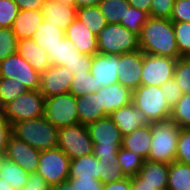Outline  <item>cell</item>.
Segmentation results:
<instances>
[{"label":"cell","mask_w":190,"mask_h":190,"mask_svg":"<svg viewBox=\"0 0 190 190\" xmlns=\"http://www.w3.org/2000/svg\"><path fill=\"white\" fill-rule=\"evenodd\" d=\"M139 49L145 54L181 58L173 22L166 18L149 17L139 35Z\"/></svg>","instance_id":"cell-1"},{"label":"cell","mask_w":190,"mask_h":190,"mask_svg":"<svg viewBox=\"0 0 190 190\" xmlns=\"http://www.w3.org/2000/svg\"><path fill=\"white\" fill-rule=\"evenodd\" d=\"M12 135L40 152L58 147V128L45 116L15 123Z\"/></svg>","instance_id":"cell-2"},{"label":"cell","mask_w":190,"mask_h":190,"mask_svg":"<svg viewBox=\"0 0 190 190\" xmlns=\"http://www.w3.org/2000/svg\"><path fill=\"white\" fill-rule=\"evenodd\" d=\"M181 128L171 119L151 123V148L148 160L171 164L175 161Z\"/></svg>","instance_id":"cell-3"},{"label":"cell","mask_w":190,"mask_h":190,"mask_svg":"<svg viewBox=\"0 0 190 190\" xmlns=\"http://www.w3.org/2000/svg\"><path fill=\"white\" fill-rule=\"evenodd\" d=\"M98 53L121 55L139 49V36L120 23H107L97 35Z\"/></svg>","instance_id":"cell-4"},{"label":"cell","mask_w":190,"mask_h":190,"mask_svg":"<svg viewBox=\"0 0 190 190\" xmlns=\"http://www.w3.org/2000/svg\"><path fill=\"white\" fill-rule=\"evenodd\" d=\"M132 103L145 114L150 123L166 121L171 117L172 108L159 86L140 85L132 91Z\"/></svg>","instance_id":"cell-5"},{"label":"cell","mask_w":190,"mask_h":190,"mask_svg":"<svg viewBox=\"0 0 190 190\" xmlns=\"http://www.w3.org/2000/svg\"><path fill=\"white\" fill-rule=\"evenodd\" d=\"M3 115L11 125L45 115V97L40 90H28L3 107Z\"/></svg>","instance_id":"cell-6"},{"label":"cell","mask_w":190,"mask_h":190,"mask_svg":"<svg viewBox=\"0 0 190 190\" xmlns=\"http://www.w3.org/2000/svg\"><path fill=\"white\" fill-rule=\"evenodd\" d=\"M58 129L79 124L76 97L66 92L45 98V115Z\"/></svg>","instance_id":"cell-7"},{"label":"cell","mask_w":190,"mask_h":190,"mask_svg":"<svg viewBox=\"0 0 190 190\" xmlns=\"http://www.w3.org/2000/svg\"><path fill=\"white\" fill-rule=\"evenodd\" d=\"M58 148L70 160L93 154V142L89 136L87 126L77 124L58 129Z\"/></svg>","instance_id":"cell-8"},{"label":"cell","mask_w":190,"mask_h":190,"mask_svg":"<svg viewBox=\"0 0 190 190\" xmlns=\"http://www.w3.org/2000/svg\"><path fill=\"white\" fill-rule=\"evenodd\" d=\"M70 163L69 157L58 147L41 151L37 173L49 186H53L68 180Z\"/></svg>","instance_id":"cell-9"},{"label":"cell","mask_w":190,"mask_h":190,"mask_svg":"<svg viewBox=\"0 0 190 190\" xmlns=\"http://www.w3.org/2000/svg\"><path fill=\"white\" fill-rule=\"evenodd\" d=\"M0 77L15 79L28 90H39L41 74L18 53L0 61Z\"/></svg>","instance_id":"cell-10"},{"label":"cell","mask_w":190,"mask_h":190,"mask_svg":"<svg viewBox=\"0 0 190 190\" xmlns=\"http://www.w3.org/2000/svg\"><path fill=\"white\" fill-rule=\"evenodd\" d=\"M176 63L177 59L143 52L141 85L160 87L173 78Z\"/></svg>","instance_id":"cell-11"},{"label":"cell","mask_w":190,"mask_h":190,"mask_svg":"<svg viewBox=\"0 0 190 190\" xmlns=\"http://www.w3.org/2000/svg\"><path fill=\"white\" fill-rule=\"evenodd\" d=\"M96 93L99 112L105 117L110 116L115 110L132 102V91L119 82L103 86Z\"/></svg>","instance_id":"cell-12"},{"label":"cell","mask_w":190,"mask_h":190,"mask_svg":"<svg viewBox=\"0 0 190 190\" xmlns=\"http://www.w3.org/2000/svg\"><path fill=\"white\" fill-rule=\"evenodd\" d=\"M142 64L143 52L140 49L119 55V83L131 91L138 88L141 85Z\"/></svg>","instance_id":"cell-13"},{"label":"cell","mask_w":190,"mask_h":190,"mask_svg":"<svg viewBox=\"0 0 190 190\" xmlns=\"http://www.w3.org/2000/svg\"><path fill=\"white\" fill-rule=\"evenodd\" d=\"M40 92L45 98L69 92L73 73L61 65H50L41 73Z\"/></svg>","instance_id":"cell-14"},{"label":"cell","mask_w":190,"mask_h":190,"mask_svg":"<svg viewBox=\"0 0 190 190\" xmlns=\"http://www.w3.org/2000/svg\"><path fill=\"white\" fill-rule=\"evenodd\" d=\"M4 155L29 174L37 173L40 151L31 147L28 143L11 135Z\"/></svg>","instance_id":"cell-15"},{"label":"cell","mask_w":190,"mask_h":190,"mask_svg":"<svg viewBox=\"0 0 190 190\" xmlns=\"http://www.w3.org/2000/svg\"><path fill=\"white\" fill-rule=\"evenodd\" d=\"M93 146L121 147L123 136L110 116L87 125Z\"/></svg>","instance_id":"cell-16"},{"label":"cell","mask_w":190,"mask_h":190,"mask_svg":"<svg viewBox=\"0 0 190 190\" xmlns=\"http://www.w3.org/2000/svg\"><path fill=\"white\" fill-rule=\"evenodd\" d=\"M118 65L119 55L94 54L91 61V74L95 77L97 86L103 87L118 83Z\"/></svg>","instance_id":"cell-17"},{"label":"cell","mask_w":190,"mask_h":190,"mask_svg":"<svg viewBox=\"0 0 190 190\" xmlns=\"http://www.w3.org/2000/svg\"><path fill=\"white\" fill-rule=\"evenodd\" d=\"M65 37L82 54L93 56L98 53L97 36L78 18L68 26Z\"/></svg>","instance_id":"cell-18"},{"label":"cell","mask_w":190,"mask_h":190,"mask_svg":"<svg viewBox=\"0 0 190 190\" xmlns=\"http://www.w3.org/2000/svg\"><path fill=\"white\" fill-rule=\"evenodd\" d=\"M110 117L120 130L122 136L130 134L147 124H151L145 114L139 111L132 102L115 110Z\"/></svg>","instance_id":"cell-19"},{"label":"cell","mask_w":190,"mask_h":190,"mask_svg":"<svg viewBox=\"0 0 190 190\" xmlns=\"http://www.w3.org/2000/svg\"><path fill=\"white\" fill-rule=\"evenodd\" d=\"M41 12L44 19L56 25L62 31H66L68 26L77 18V8L66 6L55 0H45Z\"/></svg>","instance_id":"cell-20"},{"label":"cell","mask_w":190,"mask_h":190,"mask_svg":"<svg viewBox=\"0 0 190 190\" xmlns=\"http://www.w3.org/2000/svg\"><path fill=\"white\" fill-rule=\"evenodd\" d=\"M169 164L144 160L143 166L137 174L140 185H149L158 190H167Z\"/></svg>","instance_id":"cell-21"},{"label":"cell","mask_w":190,"mask_h":190,"mask_svg":"<svg viewBox=\"0 0 190 190\" xmlns=\"http://www.w3.org/2000/svg\"><path fill=\"white\" fill-rule=\"evenodd\" d=\"M17 53L40 74L51 65L46 50L39 46L32 38L19 40Z\"/></svg>","instance_id":"cell-22"},{"label":"cell","mask_w":190,"mask_h":190,"mask_svg":"<svg viewBox=\"0 0 190 190\" xmlns=\"http://www.w3.org/2000/svg\"><path fill=\"white\" fill-rule=\"evenodd\" d=\"M43 20L41 10H19L12 30L18 40L32 38Z\"/></svg>","instance_id":"cell-23"},{"label":"cell","mask_w":190,"mask_h":190,"mask_svg":"<svg viewBox=\"0 0 190 190\" xmlns=\"http://www.w3.org/2000/svg\"><path fill=\"white\" fill-rule=\"evenodd\" d=\"M151 133V124L140 127L134 132L123 136L121 147L147 160L151 148Z\"/></svg>","instance_id":"cell-24"},{"label":"cell","mask_w":190,"mask_h":190,"mask_svg":"<svg viewBox=\"0 0 190 190\" xmlns=\"http://www.w3.org/2000/svg\"><path fill=\"white\" fill-rule=\"evenodd\" d=\"M102 163L94 154L71 160L69 178L99 180Z\"/></svg>","instance_id":"cell-25"},{"label":"cell","mask_w":190,"mask_h":190,"mask_svg":"<svg viewBox=\"0 0 190 190\" xmlns=\"http://www.w3.org/2000/svg\"><path fill=\"white\" fill-rule=\"evenodd\" d=\"M76 101L79 124L87 126L90 123L105 117L99 112L96 92L90 93L87 96H79L76 98Z\"/></svg>","instance_id":"cell-26"},{"label":"cell","mask_w":190,"mask_h":190,"mask_svg":"<svg viewBox=\"0 0 190 190\" xmlns=\"http://www.w3.org/2000/svg\"><path fill=\"white\" fill-rule=\"evenodd\" d=\"M64 37V31L44 19L32 39L44 50L49 51L59 43V40H63Z\"/></svg>","instance_id":"cell-27"},{"label":"cell","mask_w":190,"mask_h":190,"mask_svg":"<svg viewBox=\"0 0 190 190\" xmlns=\"http://www.w3.org/2000/svg\"><path fill=\"white\" fill-rule=\"evenodd\" d=\"M29 173L13 161L4 157L0 164V177L4 178L15 190L25 187Z\"/></svg>","instance_id":"cell-28"},{"label":"cell","mask_w":190,"mask_h":190,"mask_svg":"<svg viewBox=\"0 0 190 190\" xmlns=\"http://www.w3.org/2000/svg\"><path fill=\"white\" fill-rule=\"evenodd\" d=\"M167 190H190V165L176 160L169 164Z\"/></svg>","instance_id":"cell-29"},{"label":"cell","mask_w":190,"mask_h":190,"mask_svg":"<svg viewBox=\"0 0 190 190\" xmlns=\"http://www.w3.org/2000/svg\"><path fill=\"white\" fill-rule=\"evenodd\" d=\"M51 65H61L71 62L73 59H79L83 54L80 53L74 45L64 37L59 43L46 51Z\"/></svg>","instance_id":"cell-30"},{"label":"cell","mask_w":190,"mask_h":190,"mask_svg":"<svg viewBox=\"0 0 190 190\" xmlns=\"http://www.w3.org/2000/svg\"><path fill=\"white\" fill-rule=\"evenodd\" d=\"M77 18L96 36L107 25L105 17L98 6L77 9Z\"/></svg>","instance_id":"cell-31"},{"label":"cell","mask_w":190,"mask_h":190,"mask_svg":"<svg viewBox=\"0 0 190 190\" xmlns=\"http://www.w3.org/2000/svg\"><path fill=\"white\" fill-rule=\"evenodd\" d=\"M129 6L128 0H101L98 5L107 23H120Z\"/></svg>","instance_id":"cell-32"},{"label":"cell","mask_w":190,"mask_h":190,"mask_svg":"<svg viewBox=\"0 0 190 190\" xmlns=\"http://www.w3.org/2000/svg\"><path fill=\"white\" fill-rule=\"evenodd\" d=\"M99 88L101 87L97 86L95 77H93L91 71H89L87 73H77L73 76L69 93L77 98L96 92Z\"/></svg>","instance_id":"cell-33"},{"label":"cell","mask_w":190,"mask_h":190,"mask_svg":"<svg viewBox=\"0 0 190 190\" xmlns=\"http://www.w3.org/2000/svg\"><path fill=\"white\" fill-rule=\"evenodd\" d=\"M117 163L121 167L125 177L136 176L143 166L144 159L136 153L120 147L118 152Z\"/></svg>","instance_id":"cell-34"},{"label":"cell","mask_w":190,"mask_h":190,"mask_svg":"<svg viewBox=\"0 0 190 190\" xmlns=\"http://www.w3.org/2000/svg\"><path fill=\"white\" fill-rule=\"evenodd\" d=\"M27 91V87L15 79L0 77V104L2 107Z\"/></svg>","instance_id":"cell-35"},{"label":"cell","mask_w":190,"mask_h":190,"mask_svg":"<svg viewBox=\"0 0 190 190\" xmlns=\"http://www.w3.org/2000/svg\"><path fill=\"white\" fill-rule=\"evenodd\" d=\"M149 17L147 12L129 6L126 10L125 18H122L120 24L139 36L143 25Z\"/></svg>","instance_id":"cell-36"},{"label":"cell","mask_w":190,"mask_h":190,"mask_svg":"<svg viewBox=\"0 0 190 190\" xmlns=\"http://www.w3.org/2000/svg\"><path fill=\"white\" fill-rule=\"evenodd\" d=\"M170 119L180 128L190 127V94H183L181 99L172 108Z\"/></svg>","instance_id":"cell-37"},{"label":"cell","mask_w":190,"mask_h":190,"mask_svg":"<svg viewBox=\"0 0 190 190\" xmlns=\"http://www.w3.org/2000/svg\"><path fill=\"white\" fill-rule=\"evenodd\" d=\"M180 57H190V22H173Z\"/></svg>","instance_id":"cell-38"},{"label":"cell","mask_w":190,"mask_h":190,"mask_svg":"<svg viewBox=\"0 0 190 190\" xmlns=\"http://www.w3.org/2000/svg\"><path fill=\"white\" fill-rule=\"evenodd\" d=\"M174 79L184 94H190V57L177 59Z\"/></svg>","instance_id":"cell-39"},{"label":"cell","mask_w":190,"mask_h":190,"mask_svg":"<svg viewBox=\"0 0 190 190\" xmlns=\"http://www.w3.org/2000/svg\"><path fill=\"white\" fill-rule=\"evenodd\" d=\"M18 41L12 28H0V61L17 53Z\"/></svg>","instance_id":"cell-40"},{"label":"cell","mask_w":190,"mask_h":190,"mask_svg":"<svg viewBox=\"0 0 190 190\" xmlns=\"http://www.w3.org/2000/svg\"><path fill=\"white\" fill-rule=\"evenodd\" d=\"M19 8L13 0H0V28H12Z\"/></svg>","instance_id":"cell-41"},{"label":"cell","mask_w":190,"mask_h":190,"mask_svg":"<svg viewBox=\"0 0 190 190\" xmlns=\"http://www.w3.org/2000/svg\"><path fill=\"white\" fill-rule=\"evenodd\" d=\"M176 161L190 165V131L181 128L178 137Z\"/></svg>","instance_id":"cell-42"},{"label":"cell","mask_w":190,"mask_h":190,"mask_svg":"<svg viewBox=\"0 0 190 190\" xmlns=\"http://www.w3.org/2000/svg\"><path fill=\"white\" fill-rule=\"evenodd\" d=\"M125 178L117 162L102 163L99 180L105 185Z\"/></svg>","instance_id":"cell-43"},{"label":"cell","mask_w":190,"mask_h":190,"mask_svg":"<svg viewBox=\"0 0 190 190\" xmlns=\"http://www.w3.org/2000/svg\"><path fill=\"white\" fill-rule=\"evenodd\" d=\"M175 0H152L150 17L170 19Z\"/></svg>","instance_id":"cell-44"},{"label":"cell","mask_w":190,"mask_h":190,"mask_svg":"<svg viewBox=\"0 0 190 190\" xmlns=\"http://www.w3.org/2000/svg\"><path fill=\"white\" fill-rule=\"evenodd\" d=\"M160 88L163 91V96L166 98L168 105L173 108L184 94L181 88L176 83V80L171 78L166 83H163Z\"/></svg>","instance_id":"cell-45"},{"label":"cell","mask_w":190,"mask_h":190,"mask_svg":"<svg viewBox=\"0 0 190 190\" xmlns=\"http://www.w3.org/2000/svg\"><path fill=\"white\" fill-rule=\"evenodd\" d=\"M170 20L172 22H190V0H175Z\"/></svg>","instance_id":"cell-46"},{"label":"cell","mask_w":190,"mask_h":190,"mask_svg":"<svg viewBox=\"0 0 190 190\" xmlns=\"http://www.w3.org/2000/svg\"><path fill=\"white\" fill-rule=\"evenodd\" d=\"M92 56L83 54L79 59H73L71 62L64 64L73 76L77 73H87L91 71Z\"/></svg>","instance_id":"cell-47"},{"label":"cell","mask_w":190,"mask_h":190,"mask_svg":"<svg viewBox=\"0 0 190 190\" xmlns=\"http://www.w3.org/2000/svg\"><path fill=\"white\" fill-rule=\"evenodd\" d=\"M93 154L101 163L117 162L120 147L93 146Z\"/></svg>","instance_id":"cell-48"},{"label":"cell","mask_w":190,"mask_h":190,"mask_svg":"<svg viewBox=\"0 0 190 190\" xmlns=\"http://www.w3.org/2000/svg\"><path fill=\"white\" fill-rule=\"evenodd\" d=\"M76 190H102L103 183L96 179L68 178Z\"/></svg>","instance_id":"cell-49"},{"label":"cell","mask_w":190,"mask_h":190,"mask_svg":"<svg viewBox=\"0 0 190 190\" xmlns=\"http://www.w3.org/2000/svg\"><path fill=\"white\" fill-rule=\"evenodd\" d=\"M12 135V125L2 114L0 115V152H4L7 149L8 140Z\"/></svg>","instance_id":"cell-50"},{"label":"cell","mask_w":190,"mask_h":190,"mask_svg":"<svg viewBox=\"0 0 190 190\" xmlns=\"http://www.w3.org/2000/svg\"><path fill=\"white\" fill-rule=\"evenodd\" d=\"M20 190H49V185L38 173H31L25 187Z\"/></svg>","instance_id":"cell-51"},{"label":"cell","mask_w":190,"mask_h":190,"mask_svg":"<svg viewBox=\"0 0 190 190\" xmlns=\"http://www.w3.org/2000/svg\"><path fill=\"white\" fill-rule=\"evenodd\" d=\"M19 10H41L45 0H13Z\"/></svg>","instance_id":"cell-52"},{"label":"cell","mask_w":190,"mask_h":190,"mask_svg":"<svg viewBox=\"0 0 190 190\" xmlns=\"http://www.w3.org/2000/svg\"><path fill=\"white\" fill-rule=\"evenodd\" d=\"M102 190H132L130 177L103 185Z\"/></svg>","instance_id":"cell-53"},{"label":"cell","mask_w":190,"mask_h":190,"mask_svg":"<svg viewBox=\"0 0 190 190\" xmlns=\"http://www.w3.org/2000/svg\"><path fill=\"white\" fill-rule=\"evenodd\" d=\"M151 1L152 0H128L130 6H133L139 10L147 12L149 16H150Z\"/></svg>","instance_id":"cell-54"},{"label":"cell","mask_w":190,"mask_h":190,"mask_svg":"<svg viewBox=\"0 0 190 190\" xmlns=\"http://www.w3.org/2000/svg\"><path fill=\"white\" fill-rule=\"evenodd\" d=\"M132 190H158L156 187L149 185H140V177L138 175L130 177Z\"/></svg>","instance_id":"cell-55"},{"label":"cell","mask_w":190,"mask_h":190,"mask_svg":"<svg viewBox=\"0 0 190 190\" xmlns=\"http://www.w3.org/2000/svg\"><path fill=\"white\" fill-rule=\"evenodd\" d=\"M49 190H76V187L69 180H65L59 184L49 186Z\"/></svg>","instance_id":"cell-56"},{"label":"cell","mask_w":190,"mask_h":190,"mask_svg":"<svg viewBox=\"0 0 190 190\" xmlns=\"http://www.w3.org/2000/svg\"><path fill=\"white\" fill-rule=\"evenodd\" d=\"M101 0H75V7L77 9L89 6H98Z\"/></svg>","instance_id":"cell-57"},{"label":"cell","mask_w":190,"mask_h":190,"mask_svg":"<svg viewBox=\"0 0 190 190\" xmlns=\"http://www.w3.org/2000/svg\"><path fill=\"white\" fill-rule=\"evenodd\" d=\"M0 190H15L12 185L4 180V178L0 177Z\"/></svg>","instance_id":"cell-58"},{"label":"cell","mask_w":190,"mask_h":190,"mask_svg":"<svg viewBox=\"0 0 190 190\" xmlns=\"http://www.w3.org/2000/svg\"><path fill=\"white\" fill-rule=\"evenodd\" d=\"M55 1L61 3L62 5L75 7V0H55Z\"/></svg>","instance_id":"cell-59"},{"label":"cell","mask_w":190,"mask_h":190,"mask_svg":"<svg viewBox=\"0 0 190 190\" xmlns=\"http://www.w3.org/2000/svg\"><path fill=\"white\" fill-rule=\"evenodd\" d=\"M5 157L4 152H0V164L2 162V159Z\"/></svg>","instance_id":"cell-60"},{"label":"cell","mask_w":190,"mask_h":190,"mask_svg":"<svg viewBox=\"0 0 190 190\" xmlns=\"http://www.w3.org/2000/svg\"><path fill=\"white\" fill-rule=\"evenodd\" d=\"M2 114H3V107L0 104V115H2Z\"/></svg>","instance_id":"cell-61"}]
</instances>
